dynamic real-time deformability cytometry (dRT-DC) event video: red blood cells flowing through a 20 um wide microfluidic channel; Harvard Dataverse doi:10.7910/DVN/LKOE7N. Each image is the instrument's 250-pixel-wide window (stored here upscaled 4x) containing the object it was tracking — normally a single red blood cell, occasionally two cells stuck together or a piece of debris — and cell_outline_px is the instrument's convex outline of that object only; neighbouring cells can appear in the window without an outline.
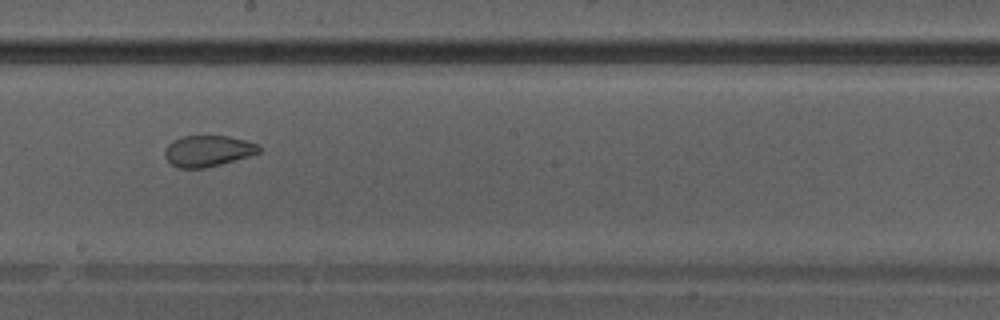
{"species": "Egyptian fruit bat (a non-hibernating species)", "species_latin": "Rousettus aegyptiacus", "temperature_condition": "warm", "stored_images_in_passage": 41, "camera_frame_rate_fps": 3000, "um_per_image_px": 0.085, "animal": {"sex": "male"}, "frame": {"image": 1, "passage_image": 24, "time_ms": 7.667, "image_size_px": [1000, 320], "cell_outline_px": [[260, 152], [248, 156], [220, 164], [204, 168], [180, 168], [172, 164], [164, 156], [164, 152], [168, 144], [172, 140], [180, 136], [228, 136], [244, 140], [256, 144], [260, 148]], "centroid_in_image_um": [17.63, 12.82], "position_along_channel_um": 230.6, "area_um2": 16.88}}